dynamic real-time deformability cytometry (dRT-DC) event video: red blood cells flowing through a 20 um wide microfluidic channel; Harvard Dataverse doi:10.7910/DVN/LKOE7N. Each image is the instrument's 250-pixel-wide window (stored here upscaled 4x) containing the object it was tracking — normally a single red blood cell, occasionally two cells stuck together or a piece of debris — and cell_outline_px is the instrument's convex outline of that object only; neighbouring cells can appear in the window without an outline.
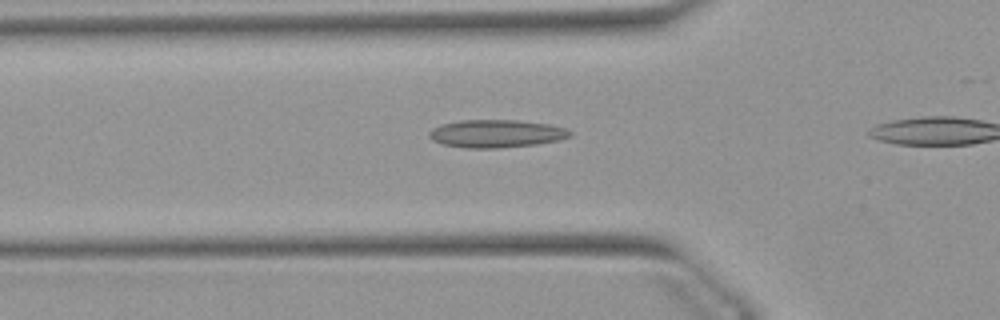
{"species": "Egyptian fruit bat (a non-hibernating species)", "species_latin": "Rousettus aegyptiacus", "temperature_condition": "warm", "stored_images_in_passage": 31, "camera_frame_rate_fps": 3000, "um_per_image_px": 0.085, "animal": {"sex": "female"}, "frame": {"image": 1, "passage_image": 7, "time_ms": 2.0, "image_size_px": [1000, 320], "cell_outline_px": [[572, 136], [556, 140], [536, 144], [496, 148], [464, 148], [444, 144], [432, 140], [428, 136], [428, 132], [432, 128], [440, 124], [460, 120], [516, 120], [548, 124], [568, 128], [572, 132]], "centroid_in_image_um": [42.16, 11.35], "position_along_channel_um": 83.6, "area_um2": 22.89}}
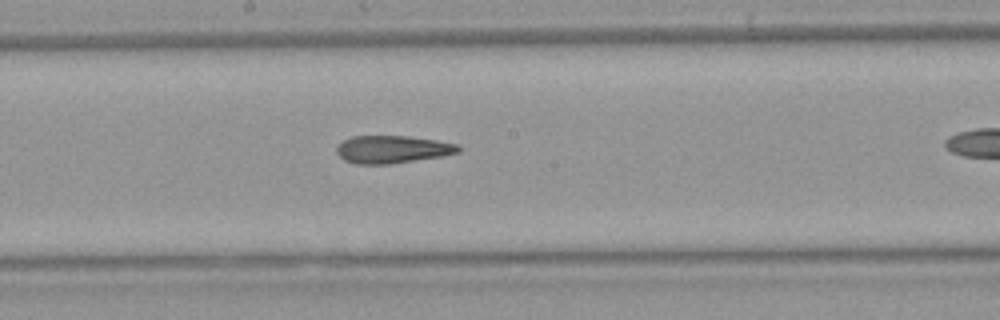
{"frame": {"image": 2, "passage_image": 17, "time_ms": 5.333, "image_size_px": [1000, 320], "cell_outline_px": [[460, 152], [440, 156], [388, 164], [356, 164], [344, 160], [336, 152], [336, 148], [344, 140], [352, 136], [408, 136], [436, 140], [460, 144]], "centroid_in_image_um": [33.35, 12.69], "position_along_channel_um": 214.8, "area_um2": 19.48}}
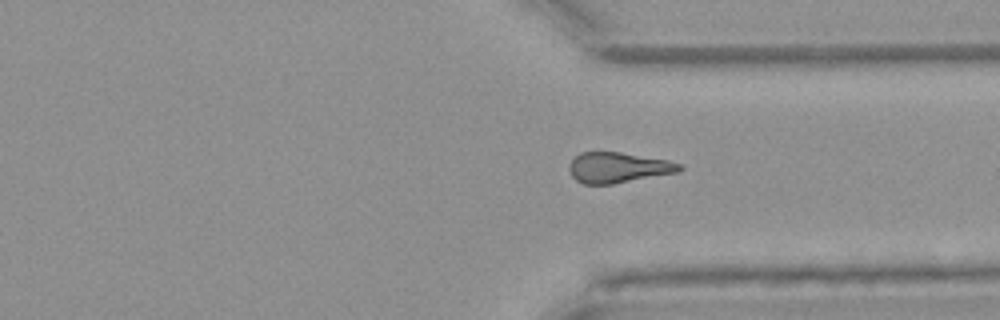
{"frame": {"image": 3, "passage_image": 28, "time_ms": 9.0, "image_size_px": [1000, 320], "cell_outline_px": [[684, 168], [680, 172], [612, 184], [584, 184], [576, 180], [572, 176], [568, 168], [568, 164], [580, 152], [620, 152], [668, 160], [680, 164]], "centroid_in_image_um": [52.55, 14.24], "position_along_channel_um": 358.9, "area_um2": 19.65}}